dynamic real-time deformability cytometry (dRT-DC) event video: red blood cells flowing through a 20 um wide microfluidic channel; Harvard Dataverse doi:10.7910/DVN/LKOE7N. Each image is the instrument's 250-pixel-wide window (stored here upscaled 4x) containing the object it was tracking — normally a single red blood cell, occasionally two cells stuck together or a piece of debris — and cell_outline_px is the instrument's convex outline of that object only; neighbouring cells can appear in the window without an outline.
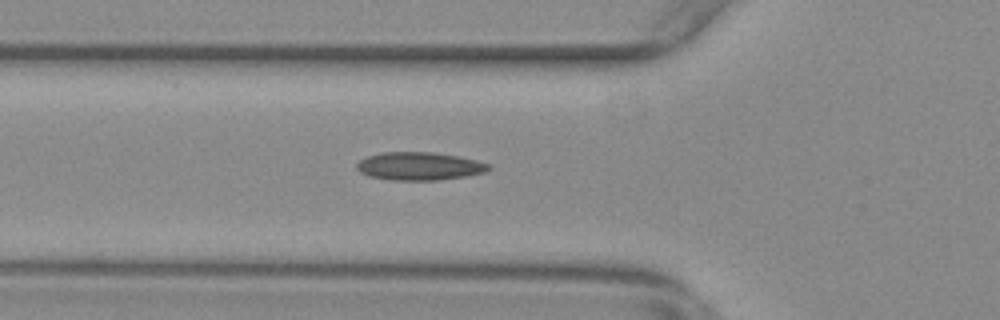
{"species": "common noctule bat (a hibernating species)", "species_latin": "Nyctalus noctula", "temperature_condition": "warm", "stored_images_in_passage": 56, "camera_frame_rate_fps": 3000, "um_per_image_px": 0.085, "animal": {"sex": "female", "body_mass_g": 29.2, "forearm_length_mm": 56.3}, "frame": {"image": 1, "passage_image": 20, "time_ms": 6.333, "image_size_px": [1000, 320], "cell_outline_px": [[492, 168], [484, 172], [464, 176], [440, 180], [392, 180], [368, 176], [360, 172], [356, 168], [356, 164], [360, 160], [368, 156], [380, 152], [432, 152], [456, 156], [476, 160], [488, 164]], "centroid_in_image_um": [35.6, 14.12], "position_along_channel_um": 90.2, "area_um2": 21.44}}
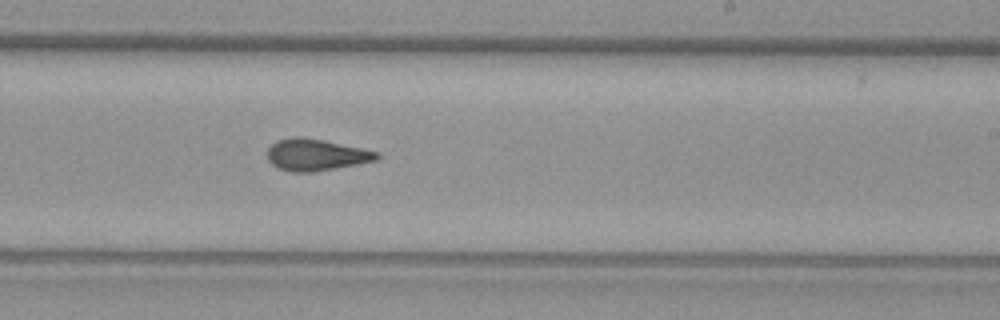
{"frame": {"image": 2, "passage_image": 34, "time_ms": 11.0, "image_size_px": [1000, 320], "cell_outline_px": [[380, 156], [376, 160], [356, 164], [312, 172], [292, 172], [280, 168], [272, 164], [268, 160], [268, 148], [276, 140], [292, 136], [300, 136], [324, 140], [380, 152]], "centroid_in_image_um": [26.84, 13.14], "position_along_channel_um": 262.2, "area_um2": 20.11}}
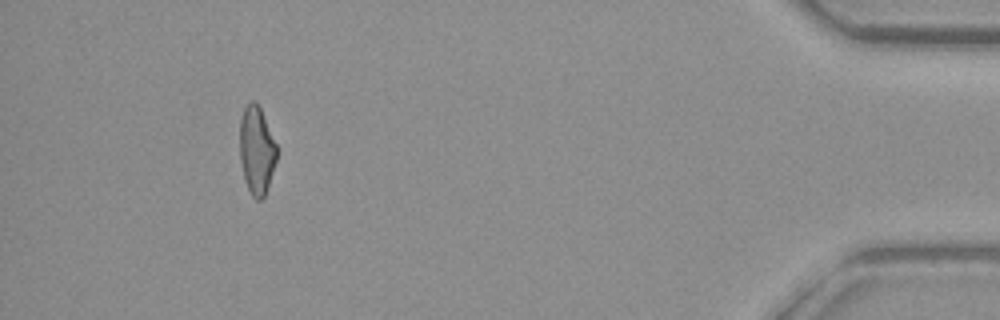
{"frame": {"image": 3, "passage_image": 52, "time_ms": 17.0, "image_size_px": [1000, 320], "cell_outline_px": [[276, 160], [264, 200], [256, 200], [252, 196], [244, 180], [240, 160], [240, 120], [244, 108], [248, 100], [256, 100], [260, 108], [276, 144]], "centroid_in_image_um": [21.8, 12.78], "position_along_channel_um": 413.4, "area_um2": 19.02}, "authors_computed_cell_mechanics": {"area_um2": 19.9988, "velocity_mm_per_s": 3.6849, "shape_relaxation_time_tau1_ms": null, "shape_relaxation_time_tau2_ms": 1.3411, "deformation_change_tau1": null, "deformation_change_tau2": 0.076}}